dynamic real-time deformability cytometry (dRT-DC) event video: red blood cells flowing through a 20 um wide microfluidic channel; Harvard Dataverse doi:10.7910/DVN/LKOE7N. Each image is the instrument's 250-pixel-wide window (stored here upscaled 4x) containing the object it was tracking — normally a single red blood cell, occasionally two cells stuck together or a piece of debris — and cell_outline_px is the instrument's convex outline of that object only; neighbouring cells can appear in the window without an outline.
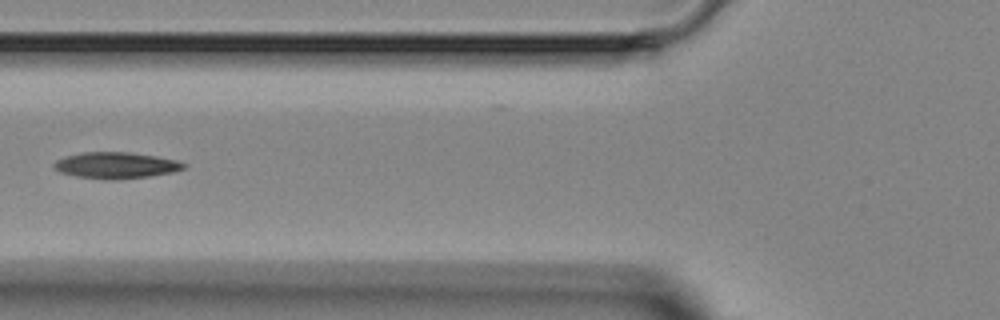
{"species": "Egyptian fruit bat (a non-hibernating species)", "species_latin": "Rousettus aegyptiacus", "temperature_condition": "room temperature", "stored_images_in_passage": 5, "camera_frame_rate_fps": 3000, "um_per_image_px": 0.085, "animal": {"sex": "female"}, "frame": {"image": 1, "passage_image": 4, "time_ms": 4.0, "image_size_px": [1000, 320], "cell_outline_px": [[188, 164], [184, 168], [172, 172], [148, 176], [112, 180], [76, 176], [60, 172], [52, 164], [56, 160], [68, 156], [84, 152], [128, 152], [156, 156], [176, 160]], "centroid_in_image_um": [9.87, 14.05], "position_along_channel_um": 115.9, "area_um2": 19.59}}
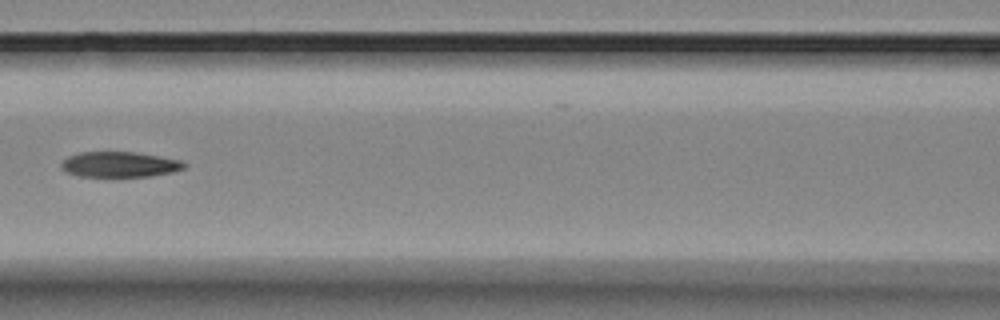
{"frame": {"image": 2, "passage_image": 5, "time_ms": 5.0, "image_size_px": [1000, 320], "cell_outline_px": [[188, 164], [184, 168], [172, 172], [152, 176], [76, 176], [60, 168], [60, 164], [68, 156], [80, 152], [132, 152], [180, 160]], "centroid_in_image_um": [10.14, 13.98], "position_along_channel_um": 156.5, "area_um2": 18.03}}